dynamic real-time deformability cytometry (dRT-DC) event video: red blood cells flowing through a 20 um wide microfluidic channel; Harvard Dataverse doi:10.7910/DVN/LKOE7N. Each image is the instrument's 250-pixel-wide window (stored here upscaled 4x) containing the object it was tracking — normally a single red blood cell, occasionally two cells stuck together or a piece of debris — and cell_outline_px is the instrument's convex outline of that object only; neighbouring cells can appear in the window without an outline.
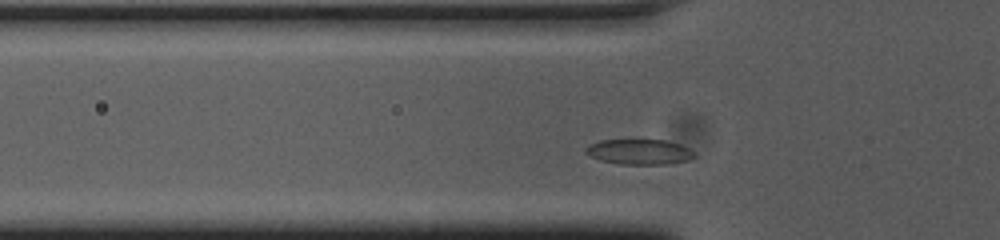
{"species": "common noctule bat (a hibernating species)", "species_latin": "Nyctalus noctula", "temperature_condition": "cold", "stored_images_in_passage": 32, "camera_frame_rate_fps": 3000, "um_per_image_px": 0.085, "animal": {"sex": "female", "body_mass_g": 23.0, "forearm_length_mm": 53.4}, "frame": {"image": 1, "passage_image": 5, "time_ms": 1.333, "image_size_px": [1000, 240], "cell_outline_px": [[696, 156], [688, 160], [668, 164], [620, 164], [600, 160], [584, 152], [584, 148], [588, 144], [600, 140], [664, 140], [680, 144], [696, 152]], "centroid_in_image_um": [54.34, 12.9], "position_along_channel_um": 71.5, "area_um2": 16.07}}
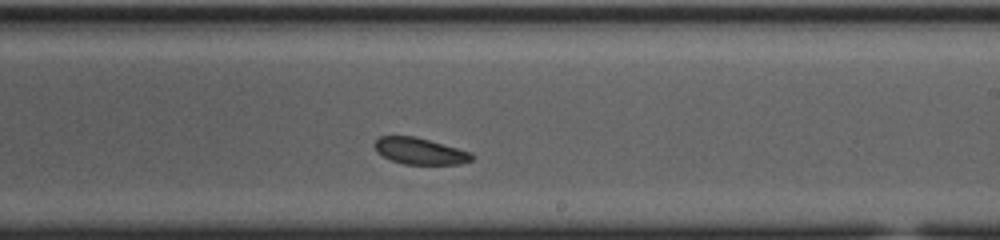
{"frame": {"image": 2, "passage_image": 20, "time_ms": 6.333, "image_size_px": [1000, 240], "cell_outline_px": [[476, 156], [472, 160], [460, 164], [404, 164], [392, 160], [376, 152], [372, 144], [380, 136], [412, 136], [428, 140], [472, 152]], "centroid_in_image_um": [35.69, 12.85], "position_along_channel_um": 253.3, "area_um2": 14.97}}
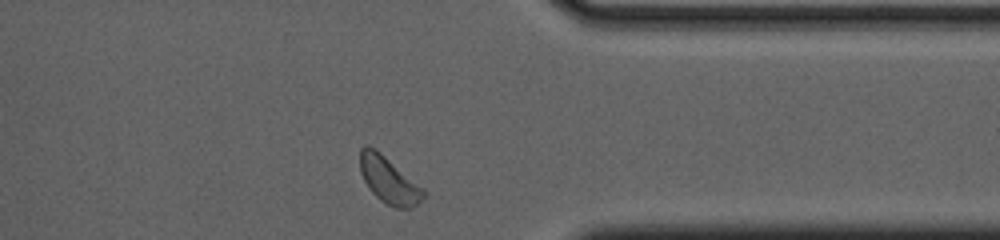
{"frame": {"image": 3, "passage_image": 31, "time_ms": 10.0, "image_size_px": [1000, 240], "cell_outline_px": [[424, 196], [412, 208], [396, 208], [380, 200], [368, 188], [360, 172], [360, 148], [368, 144], [380, 152], [424, 188]], "centroid_in_image_um": [33.03, 15.29], "position_along_channel_um": 378.4, "area_um2": 17.05}, "authors_computed_cell_mechanics": {"area_um2": 16.0106, "velocity_mm_per_s": 3.6357, "shape_relaxation_time_tau1_ms": null, "shape_relaxation_time_tau2_ms": 3.4853, "deformation_change_tau1": null, "deformation_change_tau2": 0.07}}